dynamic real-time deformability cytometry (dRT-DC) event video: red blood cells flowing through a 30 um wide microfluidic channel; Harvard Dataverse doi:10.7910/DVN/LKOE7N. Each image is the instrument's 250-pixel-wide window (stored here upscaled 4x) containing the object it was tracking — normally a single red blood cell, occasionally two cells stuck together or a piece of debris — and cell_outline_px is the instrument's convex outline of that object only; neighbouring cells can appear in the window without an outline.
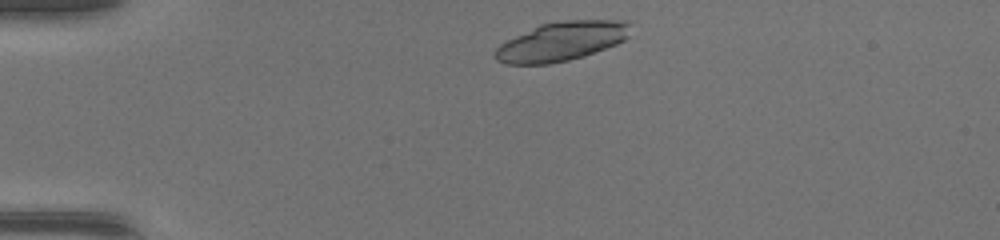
{"species": "common noctule bat (a hibernating species)", "species_latin": "Nyctalus noctula", "temperature_condition": "warm", "stored_images_in_passage": 37, "camera_frame_rate_fps": 3000, "um_per_image_px": 0.085, "animal": {"sex": "female", "body_mass_g": 17.0, "forearm_length_mm": 48.0}, "frame": {"image": 1, "passage_image": 1, "time_ms": 0.0, "image_size_px": [1000, 240], "cell_outline_px": [[628, 36], [624, 40], [616, 44], [584, 56], [568, 60], [548, 64], [504, 64], [496, 60], [496, 48], [500, 44], [540, 24], [564, 20], [628, 20]], "centroid_in_image_um": [47.73, 3.52], "position_along_channel_um": 37.3, "area_um2": 30.46}}